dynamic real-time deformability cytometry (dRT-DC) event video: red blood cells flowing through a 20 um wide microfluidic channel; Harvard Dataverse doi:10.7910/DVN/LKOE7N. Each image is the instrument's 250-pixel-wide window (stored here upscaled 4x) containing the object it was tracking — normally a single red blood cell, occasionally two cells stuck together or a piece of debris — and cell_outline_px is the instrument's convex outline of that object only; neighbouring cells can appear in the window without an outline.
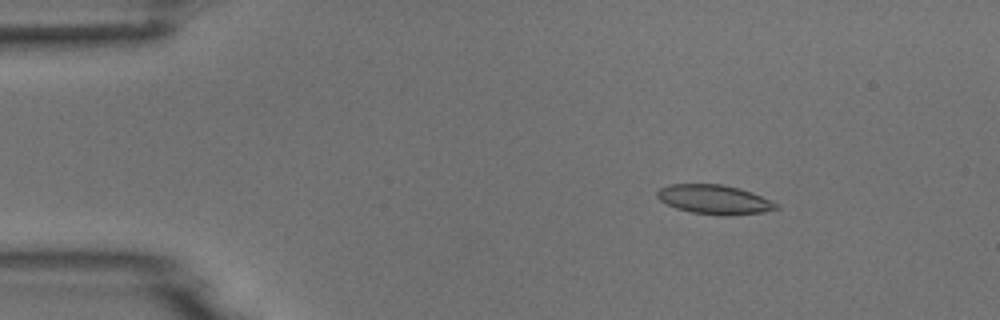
{"species": "common noctule bat (a hibernating species)", "species_latin": "Nyctalus noctula", "temperature_condition": "room temperature", "stored_images_in_passage": 5, "camera_frame_rate_fps": 3000, "um_per_image_px": 0.085, "animal": {"sex": "male", "body_mass_g": 18.8}, "frame": {"image": 1, "passage_image": 3, "time_ms": 2.333, "image_size_px": [1000, 320], "cell_outline_px": [[780, 208], [764, 212], [732, 216], [720, 216], [692, 212], [676, 208], [660, 200], [656, 196], [656, 192], [660, 188], [668, 184], [724, 184], [740, 188], [752, 192], [780, 204]], "centroid_in_image_um": [60.76, 16.96], "position_along_channel_um": 24.2, "area_um2": 20.63}}
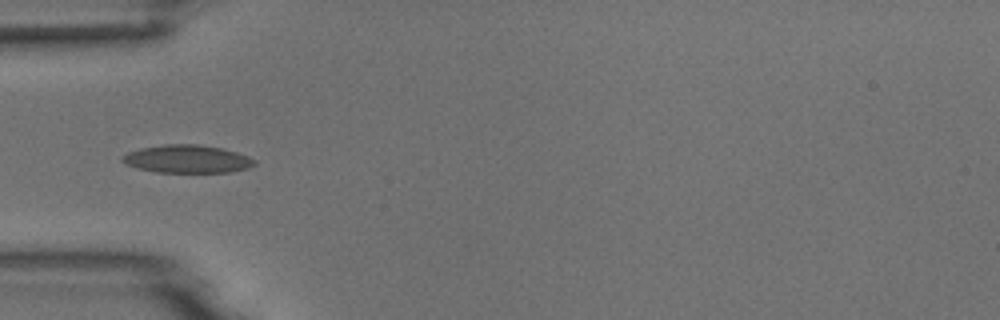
{"frame": {"image": 2, "passage_image": 5, "time_ms": 5.333, "image_size_px": [1000, 320], "cell_outline_px": [[256, 164], [248, 168], [232, 172], [156, 172], [136, 168], [124, 164], [120, 160], [120, 156], [128, 152], [140, 148], [164, 144], [200, 144], [224, 148], [248, 156], [256, 160]], "centroid_in_image_um": [15.89, 13.51], "position_along_channel_um": 69.1, "area_um2": 21.85}}